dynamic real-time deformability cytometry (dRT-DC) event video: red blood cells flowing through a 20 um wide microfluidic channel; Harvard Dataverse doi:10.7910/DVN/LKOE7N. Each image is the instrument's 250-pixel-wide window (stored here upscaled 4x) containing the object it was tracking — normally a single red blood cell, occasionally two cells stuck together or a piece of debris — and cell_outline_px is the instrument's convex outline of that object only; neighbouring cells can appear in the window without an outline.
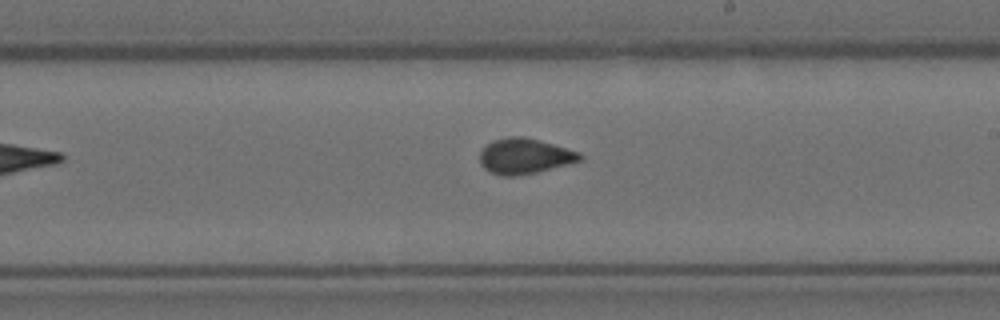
{"species": "Egyptian fruit bat (a non-hibernating species)", "species_latin": "Rousettus aegyptiacus", "temperature_condition": "room temperature", "stored_images_in_passage": 10, "camera_frame_rate_fps": 3000, "um_per_image_px": 0.085, "animal": {"sex": "female"}, "frame": {"image": 1, "passage_image": 9, "time_ms": 2.667, "image_size_px": [1000, 320], "cell_outline_px": [[584, 156], [580, 160], [536, 172], [512, 176], [504, 176], [492, 172], [484, 168], [480, 164], [480, 152], [492, 140], [508, 136], [524, 136], [580, 152]], "centroid_in_image_um": [44.56, 13.25], "position_along_channel_um": 244.4, "area_um2": 20.35}}
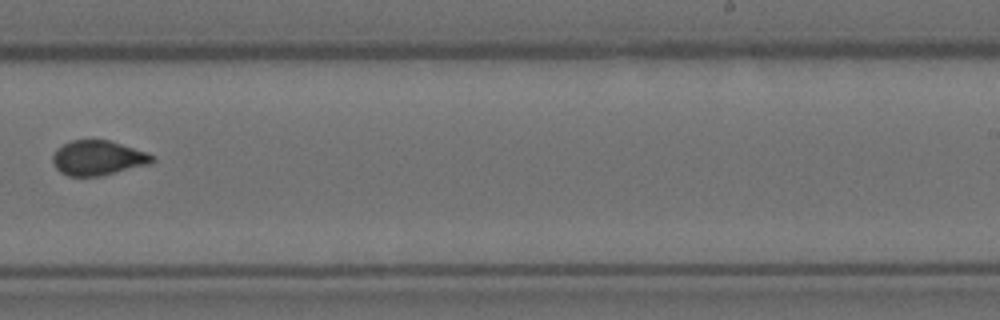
{"frame": {"image": 2, "passage_image": 10, "time_ms": 3.0, "image_size_px": [1000, 320], "cell_outline_px": [[156, 160], [152, 164], [100, 176], [68, 176], [60, 172], [52, 164], [52, 156], [56, 148], [72, 140], [108, 140], [148, 152], [156, 156]], "centroid_in_image_um": [8.35, 13.43], "position_along_channel_um": 280.6, "area_um2": 20.46}}